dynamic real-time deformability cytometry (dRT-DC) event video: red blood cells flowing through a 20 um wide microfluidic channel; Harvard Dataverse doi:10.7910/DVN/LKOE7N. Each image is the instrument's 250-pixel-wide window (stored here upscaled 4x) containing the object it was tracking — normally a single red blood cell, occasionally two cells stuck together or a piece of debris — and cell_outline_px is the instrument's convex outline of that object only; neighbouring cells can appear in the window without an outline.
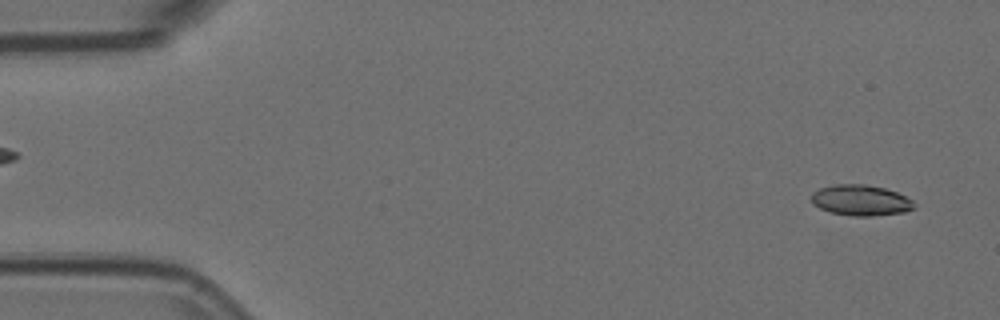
{"species": "Egyptian fruit bat (a non-hibernating species)", "species_latin": "Rousettus aegyptiacus", "temperature_condition": "room temperature", "stored_images_in_passage": 56, "camera_frame_rate_fps": 3000, "um_per_image_px": 0.085, "animal": {"sex": "female"}, "frame": {"image": 1, "passage_image": 3, "time_ms": 0.667, "image_size_px": [1000, 320], "cell_outline_px": [[916, 208], [904, 212], [868, 216], [856, 216], [832, 212], [820, 208], [812, 204], [812, 192], [820, 188], [836, 184], [864, 184], [884, 188], [896, 192], [912, 200], [916, 204]], "centroid_in_image_um": [73.17, 17.02], "position_along_channel_um": 11.8, "area_um2": 18.26}}
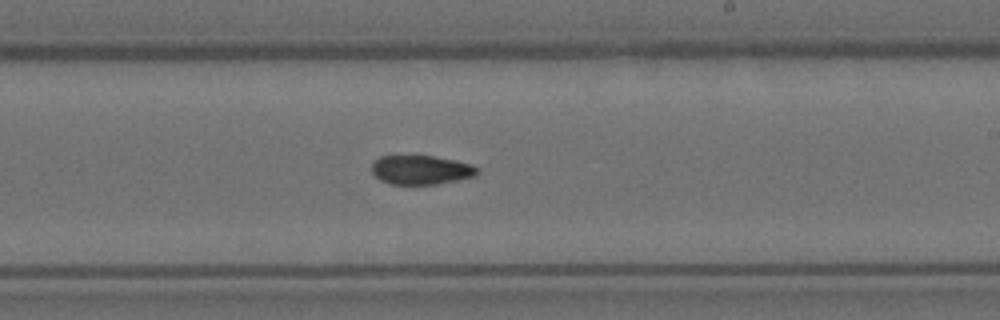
{"frame": {"image": 2, "passage_image": 33, "time_ms": 10.667, "image_size_px": [1000, 320], "cell_outline_px": [[476, 172], [472, 176], [436, 184], [388, 184], [380, 180], [372, 172], [372, 164], [380, 156], [432, 156], [456, 160], [472, 164], [476, 168]], "centroid_in_image_um": [35.73, 14.43], "position_along_channel_um": 253.3, "area_um2": 17.57}}
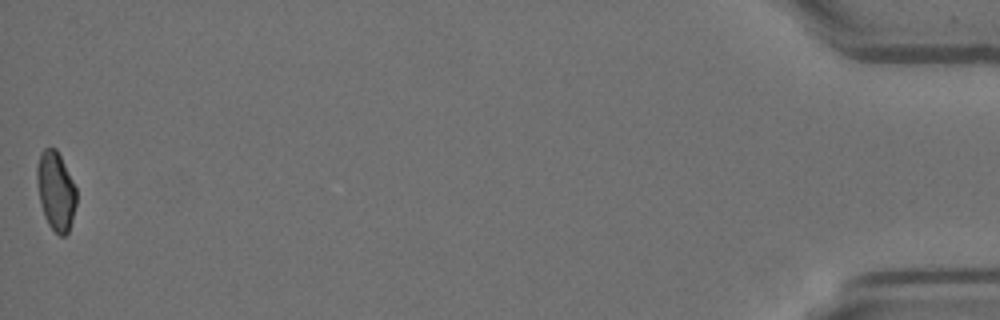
{"frame": {"image": 3, "passage_image": 56, "time_ms": 18.333, "image_size_px": [1000, 320], "cell_outline_px": [[76, 204], [72, 220], [68, 232], [64, 236], [60, 236], [48, 224], [44, 216], [40, 200], [36, 180], [36, 168], [40, 152], [44, 148], [56, 148], [76, 188]], "centroid_in_image_um": [4.73, 16.22], "position_along_channel_um": 430.5, "area_um2": 17.98}, "authors_computed_cell_mechanics": {"area_um2": 18.6694, "velocity_mm_per_s": 3.6112, "shape_relaxation_time_tau1_ms": null, "shape_relaxation_time_tau2_ms": 6.4864, "deformation_change_tau1": null, "deformation_change_tau2": 0.1136}}